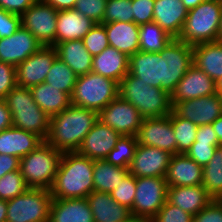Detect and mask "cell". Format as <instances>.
Here are the masks:
<instances>
[{
	"instance_id": "obj_1",
	"label": "cell",
	"mask_w": 222,
	"mask_h": 222,
	"mask_svg": "<svg viewBox=\"0 0 222 222\" xmlns=\"http://www.w3.org/2000/svg\"><path fill=\"white\" fill-rule=\"evenodd\" d=\"M97 121L96 111L71 104L61 113L50 117L45 141L62 153L77 151Z\"/></svg>"
},
{
	"instance_id": "obj_2",
	"label": "cell",
	"mask_w": 222,
	"mask_h": 222,
	"mask_svg": "<svg viewBox=\"0 0 222 222\" xmlns=\"http://www.w3.org/2000/svg\"><path fill=\"white\" fill-rule=\"evenodd\" d=\"M49 190L57 199L87 198L94 191L93 160L77 151L62 153Z\"/></svg>"
},
{
	"instance_id": "obj_3",
	"label": "cell",
	"mask_w": 222,
	"mask_h": 222,
	"mask_svg": "<svg viewBox=\"0 0 222 222\" xmlns=\"http://www.w3.org/2000/svg\"><path fill=\"white\" fill-rule=\"evenodd\" d=\"M118 95L132 104L144 118L164 117L173 111L168 92L148 86L130 73L119 82Z\"/></svg>"
},
{
	"instance_id": "obj_4",
	"label": "cell",
	"mask_w": 222,
	"mask_h": 222,
	"mask_svg": "<svg viewBox=\"0 0 222 222\" xmlns=\"http://www.w3.org/2000/svg\"><path fill=\"white\" fill-rule=\"evenodd\" d=\"M4 100L12 115V126L32 132L46 140L50 117L35 103L30 88L17 85Z\"/></svg>"
},
{
	"instance_id": "obj_5",
	"label": "cell",
	"mask_w": 222,
	"mask_h": 222,
	"mask_svg": "<svg viewBox=\"0 0 222 222\" xmlns=\"http://www.w3.org/2000/svg\"><path fill=\"white\" fill-rule=\"evenodd\" d=\"M222 4L218 0H204L189 10L179 40L195 46L219 41Z\"/></svg>"
},
{
	"instance_id": "obj_6",
	"label": "cell",
	"mask_w": 222,
	"mask_h": 222,
	"mask_svg": "<svg viewBox=\"0 0 222 222\" xmlns=\"http://www.w3.org/2000/svg\"><path fill=\"white\" fill-rule=\"evenodd\" d=\"M62 152L46 141L20 159L19 170L28 188L50 189Z\"/></svg>"
},
{
	"instance_id": "obj_7",
	"label": "cell",
	"mask_w": 222,
	"mask_h": 222,
	"mask_svg": "<svg viewBox=\"0 0 222 222\" xmlns=\"http://www.w3.org/2000/svg\"><path fill=\"white\" fill-rule=\"evenodd\" d=\"M119 92V84L93 72L80 75L75 83L71 104L99 113Z\"/></svg>"
},
{
	"instance_id": "obj_8",
	"label": "cell",
	"mask_w": 222,
	"mask_h": 222,
	"mask_svg": "<svg viewBox=\"0 0 222 222\" xmlns=\"http://www.w3.org/2000/svg\"><path fill=\"white\" fill-rule=\"evenodd\" d=\"M52 199L49 189L28 188L7 200L6 222H49Z\"/></svg>"
},
{
	"instance_id": "obj_9",
	"label": "cell",
	"mask_w": 222,
	"mask_h": 222,
	"mask_svg": "<svg viewBox=\"0 0 222 222\" xmlns=\"http://www.w3.org/2000/svg\"><path fill=\"white\" fill-rule=\"evenodd\" d=\"M162 58V90L170 95L187 70L193 65V46L173 38L160 52Z\"/></svg>"
},
{
	"instance_id": "obj_10",
	"label": "cell",
	"mask_w": 222,
	"mask_h": 222,
	"mask_svg": "<svg viewBox=\"0 0 222 222\" xmlns=\"http://www.w3.org/2000/svg\"><path fill=\"white\" fill-rule=\"evenodd\" d=\"M168 185L165 177H136L132 215L152 220L167 202Z\"/></svg>"
},
{
	"instance_id": "obj_11",
	"label": "cell",
	"mask_w": 222,
	"mask_h": 222,
	"mask_svg": "<svg viewBox=\"0 0 222 222\" xmlns=\"http://www.w3.org/2000/svg\"><path fill=\"white\" fill-rule=\"evenodd\" d=\"M57 13L51 5L43 0L35 1L30 8L21 15V23L42 46L56 44Z\"/></svg>"
},
{
	"instance_id": "obj_12",
	"label": "cell",
	"mask_w": 222,
	"mask_h": 222,
	"mask_svg": "<svg viewBox=\"0 0 222 222\" xmlns=\"http://www.w3.org/2000/svg\"><path fill=\"white\" fill-rule=\"evenodd\" d=\"M144 117L119 95L98 113V120L120 135L136 136Z\"/></svg>"
},
{
	"instance_id": "obj_13",
	"label": "cell",
	"mask_w": 222,
	"mask_h": 222,
	"mask_svg": "<svg viewBox=\"0 0 222 222\" xmlns=\"http://www.w3.org/2000/svg\"><path fill=\"white\" fill-rule=\"evenodd\" d=\"M138 144L153 146L171 155L177 154V142L171 123V113L164 117L144 118L136 135Z\"/></svg>"
},
{
	"instance_id": "obj_14",
	"label": "cell",
	"mask_w": 222,
	"mask_h": 222,
	"mask_svg": "<svg viewBox=\"0 0 222 222\" xmlns=\"http://www.w3.org/2000/svg\"><path fill=\"white\" fill-rule=\"evenodd\" d=\"M57 58L54 46H43L16 66V84L31 88L45 82L52 63Z\"/></svg>"
},
{
	"instance_id": "obj_15",
	"label": "cell",
	"mask_w": 222,
	"mask_h": 222,
	"mask_svg": "<svg viewBox=\"0 0 222 222\" xmlns=\"http://www.w3.org/2000/svg\"><path fill=\"white\" fill-rule=\"evenodd\" d=\"M171 154L153 146L138 144L129 173L135 177H166Z\"/></svg>"
},
{
	"instance_id": "obj_16",
	"label": "cell",
	"mask_w": 222,
	"mask_h": 222,
	"mask_svg": "<svg viewBox=\"0 0 222 222\" xmlns=\"http://www.w3.org/2000/svg\"><path fill=\"white\" fill-rule=\"evenodd\" d=\"M173 110L198 126L212 124L222 116V96L218 93L177 103Z\"/></svg>"
},
{
	"instance_id": "obj_17",
	"label": "cell",
	"mask_w": 222,
	"mask_h": 222,
	"mask_svg": "<svg viewBox=\"0 0 222 222\" xmlns=\"http://www.w3.org/2000/svg\"><path fill=\"white\" fill-rule=\"evenodd\" d=\"M215 80L194 64L187 70L171 94V104L216 94Z\"/></svg>"
},
{
	"instance_id": "obj_18",
	"label": "cell",
	"mask_w": 222,
	"mask_h": 222,
	"mask_svg": "<svg viewBox=\"0 0 222 222\" xmlns=\"http://www.w3.org/2000/svg\"><path fill=\"white\" fill-rule=\"evenodd\" d=\"M41 47L36 37L21 26L12 36L0 39V62L16 67Z\"/></svg>"
},
{
	"instance_id": "obj_19",
	"label": "cell",
	"mask_w": 222,
	"mask_h": 222,
	"mask_svg": "<svg viewBox=\"0 0 222 222\" xmlns=\"http://www.w3.org/2000/svg\"><path fill=\"white\" fill-rule=\"evenodd\" d=\"M121 135L98 120L87 133L77 152L92 160H104Z\"/></svg>"
},
{
	"instance_id": "obj_20",
	"label": "cell",
	"mask_w": 222,
	"mask_h": 222,
	"mask_svg": "<svg viewBox=\"0 0 222 222\" xmlns=\"http://www.w3.org/2000/svg\"><path fill=\"white\" fill-rule=\"evenodd\" d=\"M202 173L203 167L186 153H177L170 157L166 183L168 187L202 185Z\"/></svg>"
},
{
	"instance_id": "obj_21",
	"label": "cell",
	"mask_w": 222,
	"mask_h": 222,
	"mask_svg": "<svg viewBox=\"0 0 222 222\" xmlns=\"http://www.w3.org/2000/svg\"><path fill=\"white\" fill-rule=\"evenodd\" d=\"M188 10L181 0H155L153 22L172 38H179Z\"/></svg>"
},
{
	"instance_id": "obj_22",
	"label": "cell",
	"mask_w": 222,
	"mask_h": 222,
	"mask_svg": "<svg viewBox=\"0 0 222 222\" xmlns=\"http://www.w3.org/2000/svg\"><path fill=\"white\" fill-rule=\"evenodd\" d=\"M129 73L148 86L162 89V58L160 54L137 51L129 57Z\"/></svg>"
},
{
	"instance_id": "obj_23",
	"label": "cell",
	"mask_w": 222,
	"mask_h": 222,
	"mask_svg": "<svg viewBox=\"0 0 222 222\" xmlns=\"http://www.w3.org/2000/svg\"><path fill=\"white\" fill-rule=\"evenodd\" d=\"M49 222H94L87 198H53Z\"/></svg>"
},
{
	"instance_id": "obj_24",
	"label": "cell",
	"mask_w": 222,
	"mask_h": 222,
	"mask_svg": "<svg viewBox=\"0 0 222 222\" xmlns=\"http://www.w3.org/2000/svg\"><path fill=\"white\" fill-rule=\"evenodd\" d=\"M44 140L32 133L11 126L0 131V154L22 158L36 149Z\"/></svg>"
},
{
	"instance_id": "obj_25",
	"label": "cell",
	"mask_w": 222,
	"mask_h": 222,
	"mask_svg": "<svg viewBox=\"0 0 222 222\" xmlns=\"http://www.w3.org/2000/svg\"><path fill=\"white\" fill-rule=\"evenodd\" d=\"M95 25L94 21L74 9L60 10L57 13L56 44L82 40Z\"/></svg>"
},
{
	"instance_id": "obj_26",
	"label": "cell",
	"mask_w": 222,
	"mask_h": 222,
	"mask_svg": "<svg viewBox=\"0 0 222 222\" xmlns=\"http://www.w3.org/2000/svg\"><path fill=\"white\" fill-rule=\"evenodd\" d=\"M213 200L203 185L168 187L167 202L196 215Z\"/></svg>"
},
{
	"instance_id": "obj_27",
	"label": "cell",
	"mask_w": 222,
	"mask_h": 222,
	"mask_svg": "<svg viewBox=\"0 0 222 222\" xmlns=\"http://www.w3.org/2000/svg\"><path fill=\"white\" fill-rule=\"evenodd\" d=\"M91 72L115 80L119 84L129 73V57L108 46L100 54L93 56Z\"/></svg>"
},
{
	"instance_id": "obj_28",
	"label": "cell",
	"mask_w": 222,
	"mask_h": 222,
	"mask_svg": "<svg viewBox=\"0 0 222 222\" xmlns=\"http://www.w3.org/2000/svg\"><path fill=\"white\" fill-rule=\"evenodd\" d=\"M109 46L130 57L139 51V26L134 22L102 23Z\"/></svg>"
},
{
	"instance_id": "obj_29",
	"label": "cell",
	"mask_w": 222,
	"mask_h": 222,
	"mask_svg": "<svg viewBox=\"0 0 222 222\" xmlns=\"http://www.w3.org/2000/svg\"><path fill=\"white\" fill-rule=\"evenodd\" d=\"M87 200L94 222H123L131 214L130 209L117 203L110 193L92 191Z\"/></svg>"
},
{
	"instance_id": "obj_30",
	"label": "cell",
	"mask_w": 222,
	"mask_h": 222,
	"mask_svg": "<svg viewBox=\"0 0 222 222\" xmlns=\"http://www.w3.org/2000/svg\"><path fill=\"white\" fill-rule=\"evenodd\" d=\"M57 57L77 75L92 71L93 56L87 51L83 40L64 41L54 45Z\"/></svg>"
},
{
	"instance_id": "obj_31",
	"label": "cell",
	"mask_w": 222,
	"mask_h": 222,
	"mask_svg": "<svg viewBox=\"0 0 222 222\" xmlns=\"http://www.w3.org/2000/svg\"><path fill=\"white\" fill-rule=\"evenodd\" d=\"M193 64L215 81L222 76V41L193 46Z\"/></svg>"
},
{
	"instance_id": "obj_32",
	"label": "cell",
	"mask_w": 222,
	"mask_h": 222,
	"mask_svg": "<svg viewBox=\"0 0 222 222\" xmlns=\"http://www.w3.org/2000/svg\"><path fill=\"white\" fill-rule=\"evenodd\" d=\"M35 103L49 116L61 113L71 105V96L46 82L30 88Z\"/></svg>"
},
{
	"instance_id": "obj_33",
	"label": "cell",
	"mask_w": 222,
	"mask_h": 222,
	"mask_svg": "<svg viewBox=\"0 0 222 222\" xmlns=\"http://www.w3.org/2000/svg\"><path fill=\"white\" fill-rule=\"evenodd\" d=\"M221 146L212 124L198 126L196 140L186 154L200 166L204 167L210 162L216 148Z\"/></svg>"
},
{
	"instance_id": "obj_34",
	"label": "cell",
	"mask_w": 222,
	"mask_h": 222,
	"mask_svg": "<svg viewBox=\"0 0 222 222\" xmlns=\"http://www.w3.org/2000/svg\"><path fill=\"white\" fill-rule=\"evenodd\" d=\"M129 173V169L112 165L106 159L93 160L94 191L110 193Z\"/></svg>"
},
{
	"instance_id": "obj_35",
	"label": "cell",
	"mask_w": 222,
	"mask_h": 222,
	"mask_svg": "<svg viewBox=\"0 0 222 222\" xmlns=\"http://www.w3.org/2000/svg\"><path fill=\"white\" fill-rule=\"evenodd\" d=\"M203 187L212 199L222 200V145L203 167Z\"/></svg>"
},
{
	"instance_id": "obj_36",
	"label": "cell",
	"mask_w": 222,
	"mask_h": 222,
	"mask_svg": "<svg viewBox=\"0 0 222 222\" xmlns=\"http://www.w3.org/2000/svg\"><path fill=\"white\" fill-rule=\"evenodd\" d=\"M173 38L156 22L139 26V50L157 53L164 49Z\"/></svg>"
},
{
	"instance_id": "obj_37",
	"label": "cell",
	"mask_w": 222,
	"mask_h": 222,
	"mask_svg": "<svg viewBox=\"0 0 222 222\" xmlns=\"http://www.w3.org/2000/svg\"><path fill=\"white\" fill-rule=\"evenodd\" d=\"M77 78L73 70L57 57L46 75L45 82L71 96Z\"/></svg>"
},
{
	"instance_id": "obj_38",
	"label": "cell",
	"mask_w": 222,
	"mask_h": 222,
	"mask_svg": "<svg viewBox=\"0 0 222 222\" xmlns=\"http://www.w3.org/2000/svg\"><path fill=\"white\" fill-rule=\"evenodd\" d=\"M171 123L177 142V153H186L196 140L198 125L171 112Z\"/></svg>"
},
{
	"instance_id": "obj_39",
	"label": "cell",
	"mask_w": 222,
	"mask_h": 222,
	"mask_svg": "<svg viewBox=\"0 0 222 222\" xmlns=\"http://www.w3.org/2000/svg\"><path fill=\"white\" fill-rule=\"evenodd\" d=\"M138 146L136 136L121 135L106 160L114 166L129 168Z\"/></svg>"
},
{
	"instance_id": "obj_40",
	"label": "cell",
	"mask_w": 222,
	"mask_h": 222,
	"mask_svg": "<svg viewBox=\"0 0 222 222\" xmlns=\"http://www.w3.org/2000/svg\"><path fill=\"white\" fill-rule=\"evenodd\" d=\"M28 189L20 170L9 172L0 178V199L10 200Z\"/></svg>"
},
{
	"instance_id": "obj_41",
	"label": "cell",
	"mask_w": 222,
	"mask_h": 222,
	"mask_svg": "<svg viewBox=\"0 0 222 222\" xmlns=\"http://www.w3.org/2000/svg\"><path fill=\"white\" fill-rule=\"evenodd\" d=\"M133 22L132 0H107L103 23Z\"/></svg>"
},
{
	"instance_id": "obj_42",
	"label": "cell",
	"mask_w": 222,
	"mask_h": 222,
	"mask_svg": "<svg viewBox=\"0 0 222 222\" xmlns=\"http://www.w3.org/2000/svg\"><path fill=\"white\" fill-rule=\"evenodd\" d=\"M135 190L136 177L128 173L120 184L110 192V195L117 203L131 209L133 207Z\"/></svg>"
},
{
	"instance_id": "obj_43",
	"label": "cell",
	"mask_w": 222,
	"mask_h": 222,
	"mask_svg": "<svg viewBox=\"0 0 222 222\" xmlns=\"http://www.w3.org/2000/svg\"><path fill=\"white\" fill-rule=\"evenodd\" d=\"M83 43L87 51L96 56L109 46L105 27L100 23L96 24L84 37Z\"/></svg>"
},
{
	"instance_id": "obj_44",
	"label": "cell",
	"mask_w": 222,
	"mask_h": 222,
	"mask_svg": "<svg viewBox=\"0 0 222 222\" xmlns=\"http://www.w3.org/2000/svg\"><path fill=\"white\" fill-rule=\"evenodd\" d=\"M107 0H77L74 10L88 17L96 24L103 23Z\"/></svg>"
},
{
	"instance_id": "obj_45",
	"label": "cell",
	"mask_w": 222,
	"mask_h": 222,
	"mask_svg": "<svg viewBox=\"0 0 222 222\" xmlns=\"http://www.w3.org/2000/svg\"><path fill=\"white\" fill-rule=\"evenodd\" d=\"M193 215L186 213L178 206L166 202L157 212L152 222H192Z\"/></svg>"
},
{
	"instance_id": "obj_46",
	"label": "cell",
	"mask_w": 222,
	"mask_h": 222,
	"mask_svg": "<svg viewBox=\"0 0 222 222\" xmlns=\"http://www.w3.org/2000/svg\"><path fill=\"white\" fill-rule=\"evenodd\" d=\"M155 0H132L133 22L138 26L153 22Z\"/></svg>"
},
{
	"instance_id": "obj_47",
	"label": "cell",
	"mask_w": 222,
	"mask_h": 222,
	"mask_svg": "<svg viewBox=\"0 0 222 222\" xmlns=\"http://www.w3.org/2000/svg\"><path fill=\"white\" fill-rule=\"evenodd\" d=\"M21 26V15L0 8V39L12 36Z\"/></svg>"
},
{
	"instance_id": "obj_48",
	"label": "cell",
	"mask_w": 222,
	"mask_h": 222,
	"mask_svg": "<svg viewBox=\"0 0 222 222\" xmlns=\"http://www.w3.org/2000/svg\"><path fill=\"white\" fill-rule=\"evenodd\" d=\"M16 86V67L0 62V98L4 99Z\"/></svg>"
},
{
	"instance_id": "obj_49",
	"label": "cell",
	"mask_w": 222,
	"mask_h": 222,
	"mask_svg": "<svg viewBox=\"0 0 222 222\" xmlns=\"http://www.w3.org/2000/svg\"><path fill=\"white\" fill-rule=\"evenodd\" d=\"M192 222H222V200H211L205 208L193 216Z\"/></svg>"
},
{
	"instance_id": "obj_50",
	"label": "cell",
	"mask_w": 222,
	"mask_h": 222,
	"mask_svg": "<svg viewBox=\"0 0 222 222\" xmlns=\"http://www.w3.org/2000/svg\"><path fill=\"white\" fill-rule=\"evenodd\" d=\"M37 0H0V8L7 12L22 15Z\"/></svg>"
},
{
	"instance_id": "obj_51",
	"label": "cell",
	"mask_w": 222,
	"mask_h": 222,
	"mask_svg": "<svg viewBox=\"0 0 222 222\" xmlns=\"http://www.w3.org/2000/svg\"><path fill=\"white\" fill-rule=\"evenodd\" d=\"M20 158L7 154H0V178L9 172L19 170Z\"/></svg>"
},
{
	"instance_id": "obj_52",
	"label": "cell",
	"mask_w": 222,
	"mask_h": 222,
	"mask_svg": "<svg viewBox=\"0 0 222 222\" xmlns=\"http://www.w3.org/2000/svg\"><path fill=\"white\" fill-rule=\"evenodd\" d=\"M12 126V115L9 111L5 100L0 98V131L8 129Z\"/></svg>"
},
{
	"instance_id": "obj_53",
	"label": "cell",
	"mask_w": 222,
	"mask_h": 222,
	"mask_svg": "<svg viewBox=\"0 0 222 222\" xmlns=\"http://www.w3.org/2000/svg\"><path fill=\"white\" fill-rule=\"evenodd\" d=\"M57 11L74 9L77 0H43Z\"/></svg>"
},
{
	"instance_id": "obj_54",
	"label": "cell",
	"mask_w": 222,
	"mask_h": 222,
	"mask_svg": "<svg viewBox=\"0 0 222 222\" xmlns=\"http://www.w3.org/2000/svg\"><path fill=\"white\" fill-rule=\"evenodd\" d=\"M213 130L215 131L218 142L220 145H222V116L218 117L213 123H212Z\"/></svg>"
},
{
	"instance_id": "obj_55",
	"label": "cell",
	"mask_w": 222,
	"mask_h": 222,
	"mask_svg": "<svg viewBox=\"0 0 222 222\" xmlns=\"http://www.w3.org/2000/svg\"><path fill=\"white\" fill-rule=\"evenodd\" d=\"M7 218V200L0 199V222H6Z\"/></svg>"
},
{
	"instance_id": "obj_56",
	"label": "cell",
	"mask_w": 222,
	"mask_h": 222,
	"mask_svg": "<svg viewBox=\"0 0 222 222\" xmlns=\"http://www.w3.org/2000/svg\"><path fill=\"white\" fill-rule=\"evenodd\" d=\"M123 222H152V220L146 217L130 214V216Z\"/></svg>"
},
{
	"instance_id": "obj_57",
	"label": "cell",
	"mask_w": 222,
	"mask_h": 222,
	"mask_svg": "<svg viewBox=\"0 0 222 222\" xmlns=\"http://www.w3.org/2000/svg\"><path fill=\"white\" fill-rule=\"evenodd\" d=\"M185 8L189 11L199 5L204 0H181Z\"/></svg>"
},
{
	"instance_id": "obj_58",
	"label": "cell",
	"mask_w": 222,
	"mask_h": 222,
	"mask_svg": "<svg viewBox=\"0 0 222 222\" xmlns=\"http://www.w3.org/2000/svg\"><path fill=\"white\" fill-rule=\"evenodd\" d=\"M216 91L217 93L222 96V76L218 78L216 81Z\"/></svg>"
},
{
	"instance_id": "obj_59",
	"label": "cell",
	"mask_w": 222,
	"mask_h": 222,
	"mask_svg": "<svg viewBox=\"0 0 222 222\" xmlns=\"http://www.w3.org/2000/svg\"><path fill=\"white\" fill-rule=\"evenodd\" d=\"M219 41H222V13H221V22L219 27Z\"/></svg>"
}]
</instances>
